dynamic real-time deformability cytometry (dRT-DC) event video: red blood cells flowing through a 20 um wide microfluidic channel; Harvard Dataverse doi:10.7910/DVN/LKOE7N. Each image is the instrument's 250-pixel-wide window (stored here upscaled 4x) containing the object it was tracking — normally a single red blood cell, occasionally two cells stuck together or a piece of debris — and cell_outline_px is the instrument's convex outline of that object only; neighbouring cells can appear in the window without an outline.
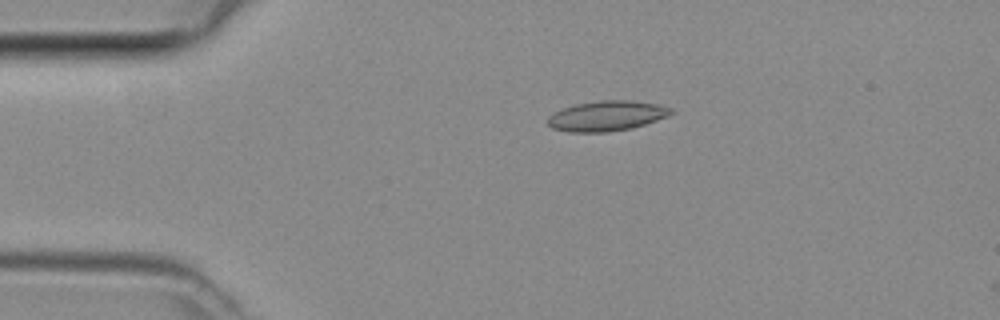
{"species": "common noctule bat (a hibernating species)", "species_latin": "Nyctalus noctula", "temperature_condition": "room temperature", "stored_images_in_passage": 4, "camera_frame_rate_fps": 3000, "um_per_image_px": 0.085, "animal": {"sex": "female", "body_mass_g": 29.2, "forearm_length_mm": 56.3}, "frame": {"image": 1, "passage_image": 3, "time_ms": 0.667, "image_size_px": [1000, 320], "cell_outline_px": [[672, 112], [668, 116], [632, 128], [608, 132], [568, 132], [552, 128], [548, 124], [548, 116], [564, 108], [576, 104], [600, 100], [632, 100], [656, 104], [672, 108]], "centroid_in_image_um": [51.57, 9.85], "position_along_channel_um": 33.4, "area_um2": 21.5}}